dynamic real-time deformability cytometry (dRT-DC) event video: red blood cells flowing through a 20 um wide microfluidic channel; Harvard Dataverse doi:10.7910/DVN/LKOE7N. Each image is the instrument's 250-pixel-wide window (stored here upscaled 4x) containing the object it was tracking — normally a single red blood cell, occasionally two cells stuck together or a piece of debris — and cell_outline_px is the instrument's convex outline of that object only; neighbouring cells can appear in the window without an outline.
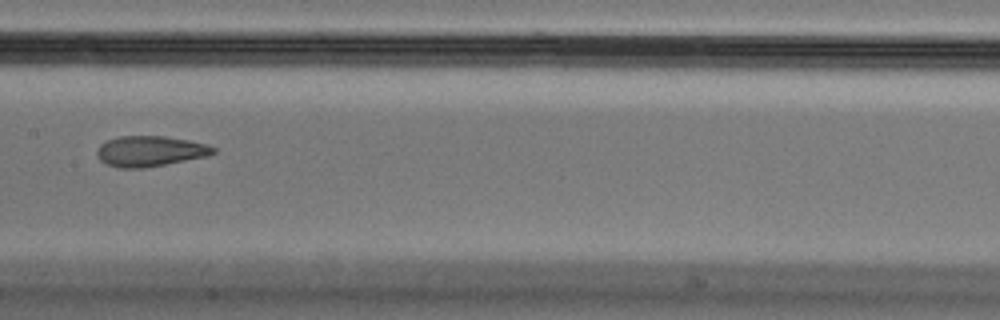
{"species": "Egyptian fruit bat (a non-hibernating species)", "species_latin": "Rousettus aegyptiacus", "temperature_condition": "cold", "stored_images_in_passage": 9, "camera_frame_rate_fps": 3000, "um_per_image_px": 0.085, "animal": {"sex": "male"}, "frame": {"image": 1, "passage_image": 7, "time_ms": 2.0, "image_size_px": [1000, 320], "cell_outline_px": [[216, 152], [208, 156], [164, 164], [140, 168], [120, 168], [104, 164], [96, 156], [96, 152], [100, 144], [108, 140], [120, 136], [164, 136], [188, 140], [208, 144], [216, 148]], "centroid_in_image_um": [12.74, 12.85], "position_along_channel_um": 194.7, "area_um2": 20.69}}
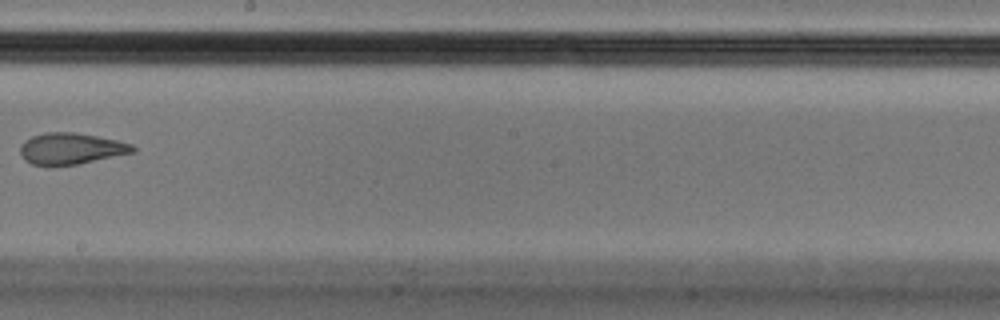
{"frame": {"image": 2, "passage_image": 8, "time_ms": 2.333, "image_size_px": [1000, 320], "cell_outline_px": [[136, 152], [76, 164], [52, 168], [48, 168], [32, 164], [24, 160], [20, 152], [20, 144], [24, 140], [32, 136], [44, 132], [76, 132], [116, 140], [132, 144], [136, 148]], "centroid_in_image_um": [5.98, 12.65], "position_along_channel_um": 242.2, "area_um2": 21.04}}